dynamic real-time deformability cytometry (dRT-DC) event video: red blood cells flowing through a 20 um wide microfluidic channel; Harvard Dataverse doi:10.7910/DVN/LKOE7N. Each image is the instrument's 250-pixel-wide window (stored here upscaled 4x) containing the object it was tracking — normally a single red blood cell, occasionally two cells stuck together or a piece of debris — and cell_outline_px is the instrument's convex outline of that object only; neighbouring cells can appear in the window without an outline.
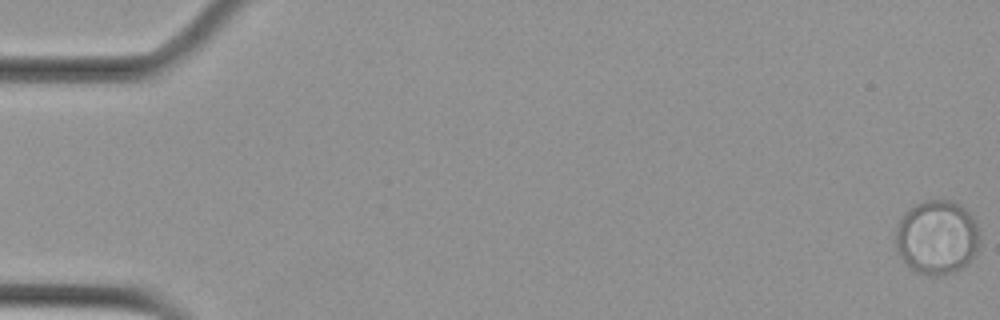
{"species": "Egyptian fruit bat (a non-hibernating species)", "species_latin": "Rousettus aegyptiacus", "temperature_condition": "cold", "stored_images_in_passage": 4, "camera_frame_rate_fps": 3000, "um_per_image_px": 0.085, "animal": {"sex": "female"}, "frame": {"image": 1, "passage_image": 1, "time_ms": 0.0, "image_size_px": [1000, 320], "cell_outline_px": [[980, 244], [976, 252], [956, 272], [936, 276], [928, 276], [916, 272], [900, 256], [896, 248], [896, 228], [904, 212], [916, 204], [928, 200], [952, 200], [960, 204], [972, 216], [980, 232]], "centroid_in_image_um": [79.65, 20.16], "position_along_channel_um": 5.4, "area_um2": 36.36}}